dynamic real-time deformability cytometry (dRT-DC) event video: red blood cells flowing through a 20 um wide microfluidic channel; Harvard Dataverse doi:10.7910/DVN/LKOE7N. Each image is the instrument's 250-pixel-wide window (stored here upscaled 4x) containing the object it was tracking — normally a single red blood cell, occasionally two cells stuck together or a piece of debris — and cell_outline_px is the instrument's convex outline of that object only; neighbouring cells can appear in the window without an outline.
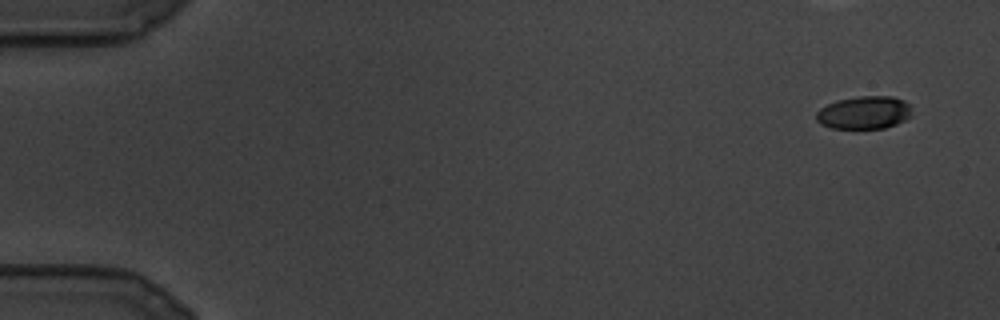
{"species": "common noctule bat (a hibernating species)", "species_latin": "Nyctalus noctula", "temperature_condition": "cold", "stored_images_in_passage": 103, "camera_frame_rate_fps": 3000, "um_per_image_px": 0.085, "animal": {"sex": "male", "body_mass_g": 19.5, "forearm_length_mm": 54.6}, "frame": {"image": 1, "passage_image": 1, "time_ms": 0.0, "image_size_px": [1000, 320], "cell_outline_px": [[912, 116], [896, 124], [884, 128], [832, 128], [820, 124], [816, 120], [816, 112], [820, 108], [836, 100], [860, 96], [892, 96], [904, 100], [908, 104]], "centroid_in_image_um": [73.44, 9.56], "position_along_channel_um": 11.6, "area_um2": 18.32}}